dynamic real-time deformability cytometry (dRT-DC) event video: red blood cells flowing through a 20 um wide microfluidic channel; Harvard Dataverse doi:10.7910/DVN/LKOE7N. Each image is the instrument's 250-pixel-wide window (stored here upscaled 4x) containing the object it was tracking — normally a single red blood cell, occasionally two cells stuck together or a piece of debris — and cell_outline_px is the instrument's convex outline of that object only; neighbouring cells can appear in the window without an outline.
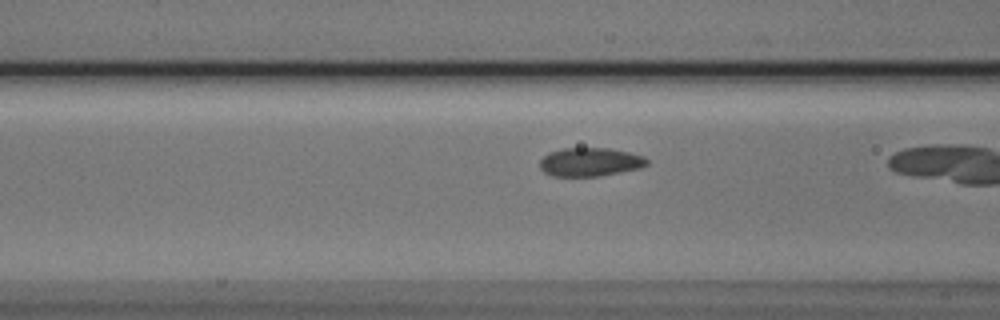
{"species": "Egyptian fruit bat (a non-hibernating species)", "species_latin": "Rousettus aegyptiacus", "temperature_condition": "cold", "stored_images_in_passage": 37, "camera_frame_rate_fps": 3000, "um_per_image_px": 0.085, "animal": {"sex": "male"}, "frame": {"image": 1, "passage_image": 16, "time_ms": 5.0, "image_size_px": [1000, 320], "cell_outline_px": [[648, 164], [640, 168], [600, 176], [552, 176], [544, 172], [540, 168], [540, 160], [548, 152], [564, 148], [608, 148], [628, 152], [644, 156], [648, 160]], "centroid_in_image_um": [50.15, 13.77], "position_along_channel_um": 116.5, "area_um2": 17.86}}
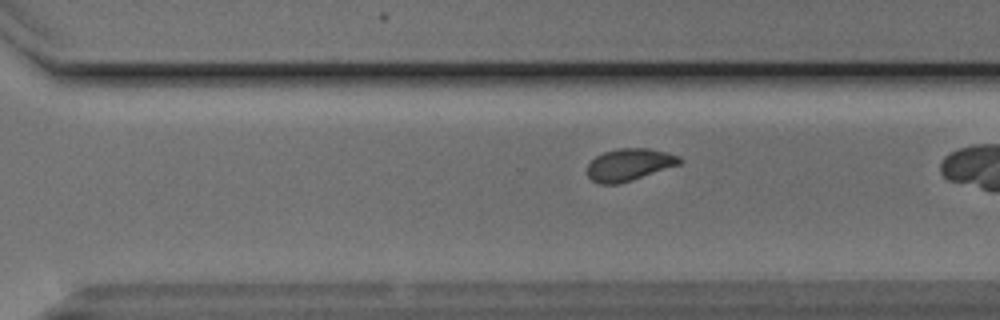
{"frame": {"image": 2, "passage_image": 32, "time_ms": 10.333, "image_size_px": [1000, 320], "cell_outline_px": [[684, 160], [680, 164], [616, 184], [600, 184], [592, 180], [588, 176], [588, 164], [596, 156], [604, 152], [616, 148], [648, 148], [668, 152], [680, 156]], "centroid_in_image_um": [53.49, 13.97], "position_along_channel_um": 317.1, "area_um2": 17.11}}